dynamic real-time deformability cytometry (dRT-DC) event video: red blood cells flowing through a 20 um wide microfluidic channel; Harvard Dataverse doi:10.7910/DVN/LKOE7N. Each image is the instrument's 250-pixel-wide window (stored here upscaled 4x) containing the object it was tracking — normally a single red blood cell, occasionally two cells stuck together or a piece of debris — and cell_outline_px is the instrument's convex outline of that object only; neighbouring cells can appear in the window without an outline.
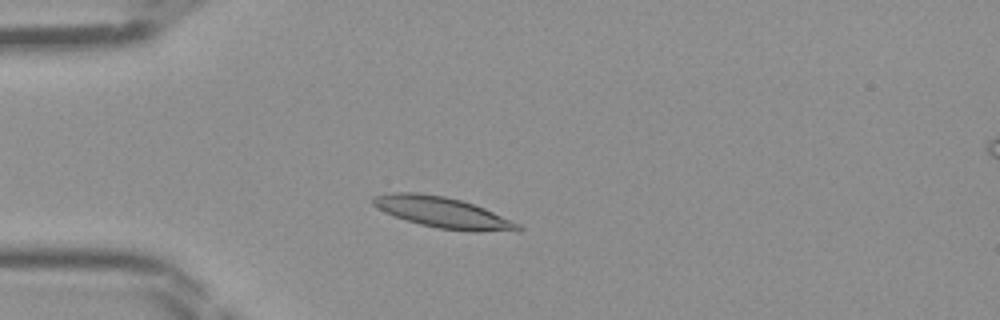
{"species": "Egyptian fruit bat (a non-hibernating species)", "species_latin": "Rousettus aegyptiacus", "temperature_condition": "room temperature", "stored_images_in_passage": 42, "camera_frame_rate_fps": 3000, "um_per_image_px": 0.085, "frame": {"image": 1, "passage_image": 8, "time_ms": 2.333, "image_size_px": [1000, 320], "cell_outline_px": [[524, 228], [520, 232], [472, 232], [436, 228], [420, 224], [384, 212], [376, 208], [372, 204], [372, 196], [392, 192], [420, 192], [444, 196], [460, 200], [484, 208], [512, 220], [520, 224]], "centroid_in_image_um": [37.69, 18.08], "position_along_channel_um": 47.3, "area_um2": 26.41}}
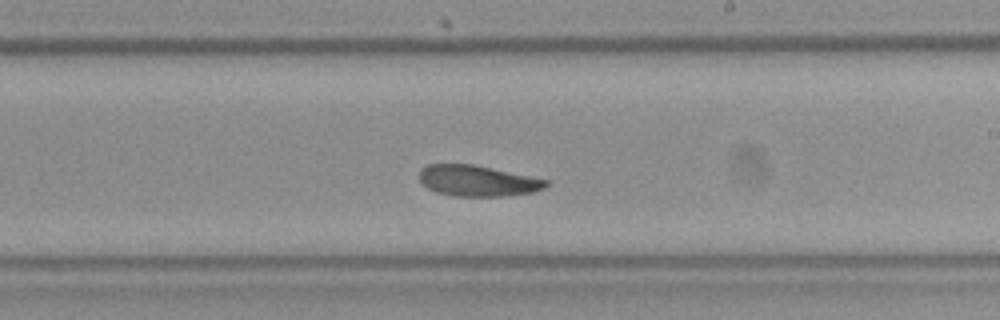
{"frame": {"image": 2, "passage_image": 23, "time_ms": 7.333, "image_size_px": [1000, 320], "cell_outline_px": [[548, 184], [544, 188], [532, 192], [504, 196], [452, 196], [436, 192], [428, 188], [420, 180], [420, 168], [428, 164], [472, 164], [548, 180]], "centroid_in_image_um": [40.56, 15.37], "position_along_channel_um": 248.4, "area_um2": 22.6}}
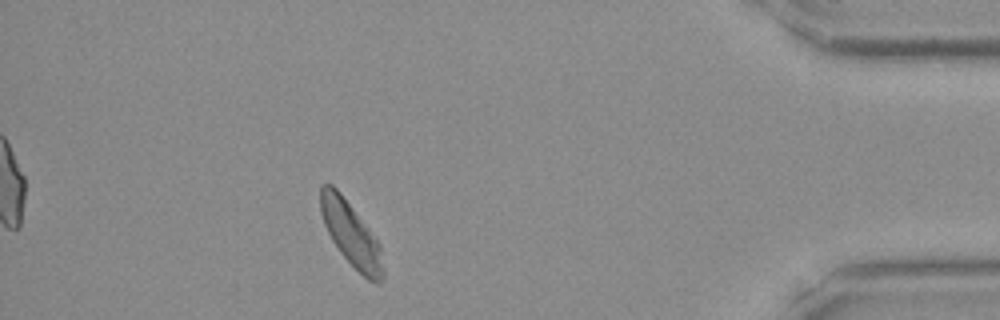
{"frame": {"image": 3, "passage_image": 37, "time_ms": 12.0, "image_size_px": [1000, 320], "cell_outline_px": [[384, 276], [376, 284], [368, 280], [340, 252], [332, 240], [324, 224], [320, 212], [320, 184], [332, 184], [340, 192], [380, 244], [384, 268]], "centroid_in_image_um": [29.83, 19.89], "position_along_channel_um": 405.4, "area_um2": 23.0}}